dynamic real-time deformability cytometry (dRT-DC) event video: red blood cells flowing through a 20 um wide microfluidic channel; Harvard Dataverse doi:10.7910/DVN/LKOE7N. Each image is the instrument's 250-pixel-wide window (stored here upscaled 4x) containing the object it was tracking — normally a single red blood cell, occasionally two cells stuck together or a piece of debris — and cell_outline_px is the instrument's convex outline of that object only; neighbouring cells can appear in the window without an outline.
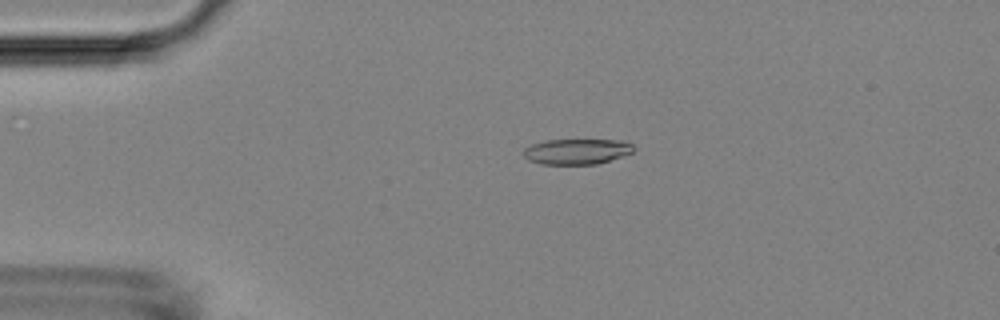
{"species": "Egyptian fruit bat (a non-hibernating species)", "species_latin": "Rousettus aegyptiacus", "temperature_condition": "room temperature", "stored_images_in_passage": 43, "camera_frame_rate_fps": 3000, "um_per_image_px": 0.085, "animal": {"sex": "female"}, "frame": {"image": 1, "passage_image": 2, "time_ms": 0.333, "image_size_px": [1000, 320], "cell_outline_px": [[636, 148], [632, 152], [596, 164], [540, 164], [528, 160], [524, 156], [524, 148], [532, 144], [544, 140], [624, 140], [632, 144]], "centroid_in_image_um": [49.01, 12.87], "position_along_channel_um": 36.0, "area_um2": 16.3}}
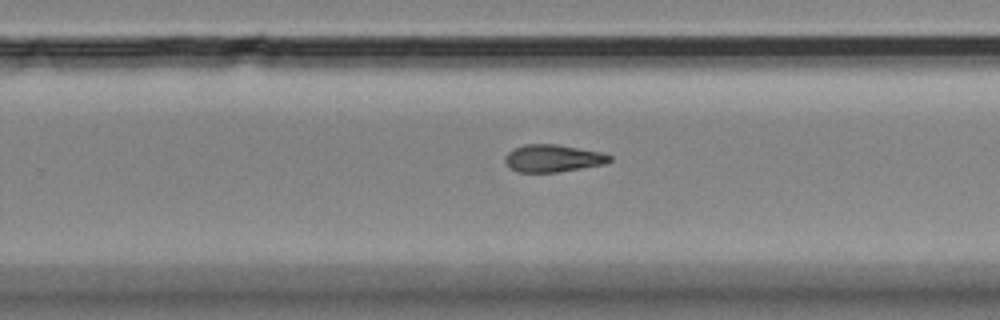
{"frame": {"image": 2, "passage_image": 24, "time_ms": 7.667, "image_size_px": [1000, 320], "cell_outline_px": [[612, 160], [604, 164], [556, 172], [516, 172], [508, 168], [504, 160], [504, 156], [512, 148], [524, 144], [556, 144], [600, 152], [612, 156]], "centroid_in_image_um": [46.93, 13.45], "position_along_channel_um": 282.9, "area_um2": 16.76}}
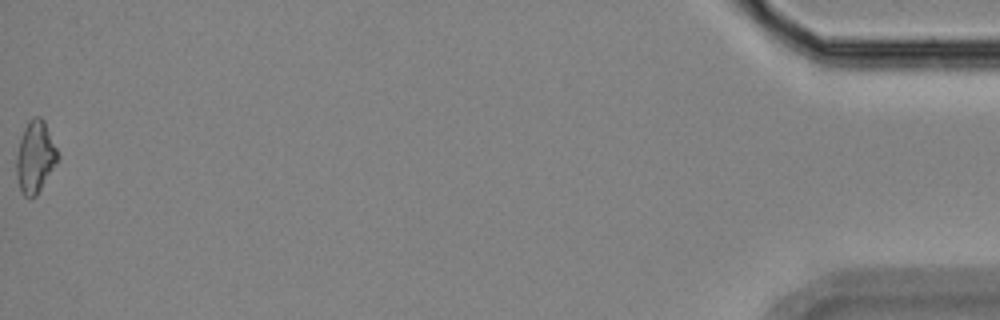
{"frame": {"image": 3, "passage_image": 43, "time_ms": 14.0, "image_size_px": [1000, 320], "cell_outline_px": [[60, 156], [56, 164], [36, 196], [28, 200], [20, 192], [16, 176], [16, 156], [20, 140], [24, 128], [28, 120], [32, 116], [40, 116], [44, 120]], "centroid_in_image_um": [2.98, 13.36], "position_along_channel_um": 432.2, "area_um2": 17.51}}